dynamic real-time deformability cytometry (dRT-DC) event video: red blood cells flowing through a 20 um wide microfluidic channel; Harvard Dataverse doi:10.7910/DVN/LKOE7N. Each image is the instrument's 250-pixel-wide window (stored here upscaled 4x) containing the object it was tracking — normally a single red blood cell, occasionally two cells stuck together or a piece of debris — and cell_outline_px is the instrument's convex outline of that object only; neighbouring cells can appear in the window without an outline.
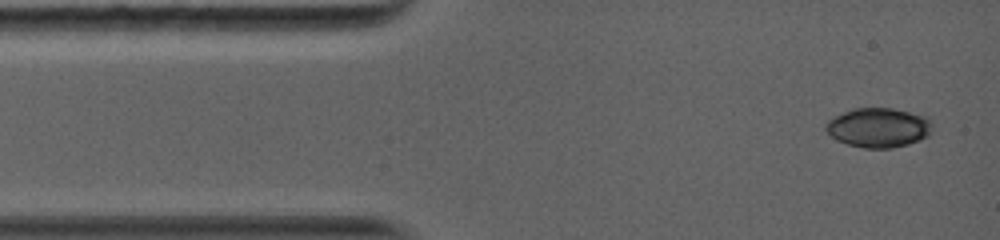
{"species": "common noctule bat (a hibernating species)", "species_latin": "Nyctalus noctula", "temperature_condition": "warm", "stored_images_in_passage": 20, "camera_frame_rate_fps": 5000, "um_per_image_px": 0.085, "animal": {"sex": "female", "body_mass_g": 19.0, "forearm_length_mm": 56.7}, "frame": {"image": 1, "passage_image": 1, "time_ms": 0.0, "image_size_px": [1000, 240], "cell_outline_px": [[932, 132], [928, 136], [908, 144], [892, 148], [864, 148], [848, 144], [836, 140], [824, 128], [824, 124], [828, 120], [852, 108], [892, 108], [928, 116], [932, 124]], "centroid_in_image_um": [74.69, 10.84], "position_along_channel_um": 10.3, "area_um2": 24.62}}
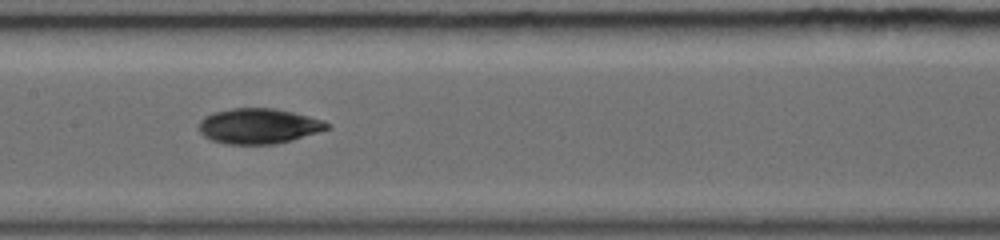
{"frame": {"image": 2, "passage_image": 9, "time_ms": 5.8, "image_size_px": [1000, 240], "cell_outline_px": [[328, 128], [292, 140], [276, 144], [224, 144], [212, 140], [204, 136], [200, 132], [200, 120], [204, 116], [212, 112], [232, 108], [272, 108], [292, 112], [324, 120], [328, 124]], "centroid_in_image_um": [21.94, 10.71], "position_along_channel_um": 185.5, "area_um2": 26.18}}
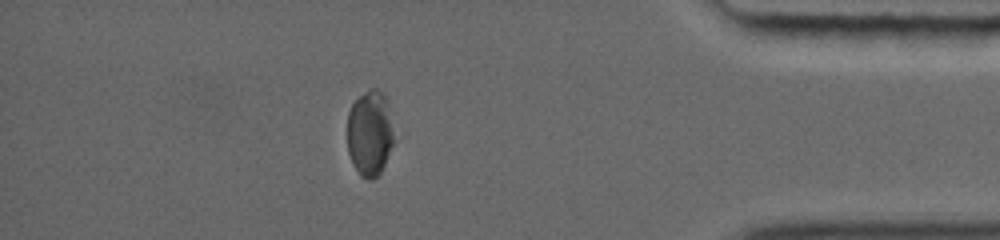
{"frame": {"image": 3, "passage_image": 17, "time_ms": 12.0, "image_size_px": [1000, 240], "cell_outline_px": [[400, 136], [380, 172], [372, 180], [368, 180], [360, 176], [348, 152], [348, 112], [352, 104], [368, 88], [376, 88], [388, 100]], "centroid_in_image_um": [31.55, 11.3], "position_along_channel_um": 403.7, "area_um2": 24.45}, "authors_computed_cell_mechanics": {"area_um2": 26.1545, "velocity_mm_per_s": 4.0854, "shape_relaxation_time_tau1_ms": 5.6948, "shape_relaxation_time_tau2_ms": 10.1207, "deformation_change_tau1": 0.1214, "deformation_change_tau2": 0.1358}}